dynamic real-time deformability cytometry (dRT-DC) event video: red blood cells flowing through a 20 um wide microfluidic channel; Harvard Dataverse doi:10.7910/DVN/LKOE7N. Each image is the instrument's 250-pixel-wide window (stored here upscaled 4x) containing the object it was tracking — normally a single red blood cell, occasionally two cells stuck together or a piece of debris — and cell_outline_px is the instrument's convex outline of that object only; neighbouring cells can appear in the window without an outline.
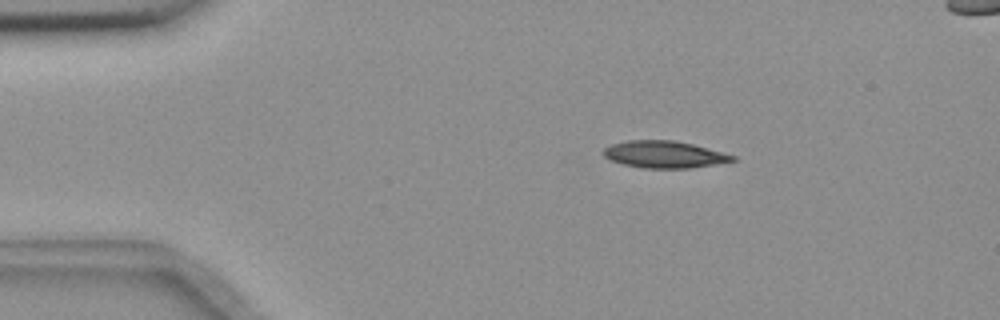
{"species": "common noctule bat (a hibernating species)", "species_latin": "Nyctalus noctula", "temperature_condition": "room temperature", "stored_images_in_passage": 4, "camera_frame_rate_fps": 3000, "um_per_image_px": 0.085, "animal": {"sex": "female", "body_mass_g": 18.4}, "frame": {"image": 1, "passage_image": 1, "time_ms": 0.0, "image_size_px": [1000, 320], "cell_outline_px": [[736, 160], [692, 168], [644, 168], [624, 164], [612, 160], [604, 156], [604, 148], [612, 144], [628, 140], [672, 140], [692, 144], [736, 156]], "centroid_in_image_um": [56.46, 13.12], "position_along_channel_um": 28.5, "area_um2": 20.0}}